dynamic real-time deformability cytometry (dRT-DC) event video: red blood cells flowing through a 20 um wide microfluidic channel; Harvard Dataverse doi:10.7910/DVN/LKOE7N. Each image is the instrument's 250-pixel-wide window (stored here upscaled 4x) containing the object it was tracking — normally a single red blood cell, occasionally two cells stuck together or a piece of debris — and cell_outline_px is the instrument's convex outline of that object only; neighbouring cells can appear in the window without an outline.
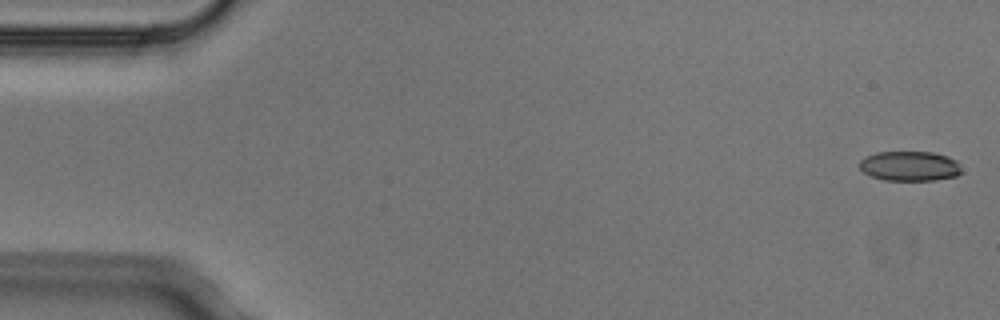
{"species": "Egyptian fruit bat (a non-hibernating species)", "species_latin": "Rousettus aegyptiacus", "temperature_condition": "cold", "stored_images_in_passage": 4, "camera_frame_rate_fps": 3000, "um_per_image_px": 0.085, "animal": {"sex": "male"}, "frame": {"image": 1, "passage_image": 1, "time_ms": 0.0, "image_size_px": [1000, 320], "cell_outline_px": [[960, 172], [956, 176], [936, 180], [884, 180], [872, 176], [864, 172], [860, 168], [860, 160], [864, 156], [876, 152], [932, 152], [948, 156], [956, 160], [960, 164]], "centroid_in_image_um": [77.32, 14.11], "position_along_channel_um": 7.7, "area_um2": 17.74}}